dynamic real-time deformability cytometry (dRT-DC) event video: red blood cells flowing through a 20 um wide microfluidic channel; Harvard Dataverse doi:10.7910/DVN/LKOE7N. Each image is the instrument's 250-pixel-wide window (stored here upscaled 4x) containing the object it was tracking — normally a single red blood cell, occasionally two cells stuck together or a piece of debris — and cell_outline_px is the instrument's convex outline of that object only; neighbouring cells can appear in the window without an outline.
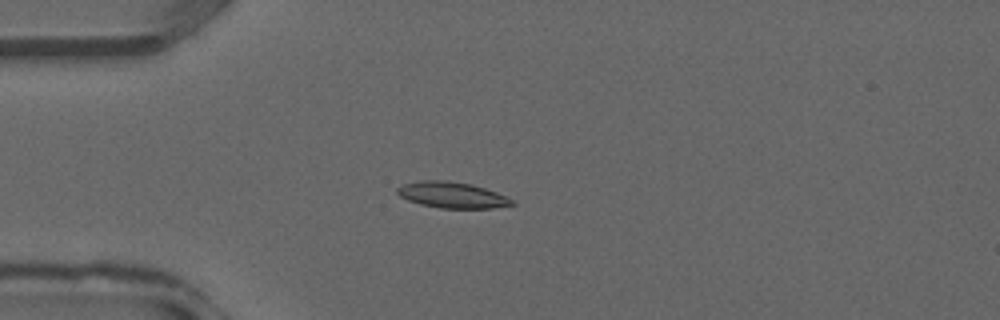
{"species": "common noctule bat (a hibernating species)", "species_latin": "Nyctalus noctula", "temperature_condition": "warm", "stored_images_in_passage": 30, "camera_frame_rate_fps": 3000, "um_per_image_px": 0.085, "animal": {"sex": "male", "forearm_length_mm": 52.5}, "frame": {"image": 1, "passage_image": 10, "time_ms": 3.0, "image_size_px": [1000, 320], "cell_outline_px": [[516, 204], [492, 208], [440, 208], [420, 204], [408, 200], [400, 196], [396, 192], [396, 188], [404, 184], [420, 180], [444, 180], [472, 184], [496, 192], [512, 200]], "centroid_in_image_um": [38.39, 16.57], "position_along_channel_um": 46.6, "area_um2": 17.28}}
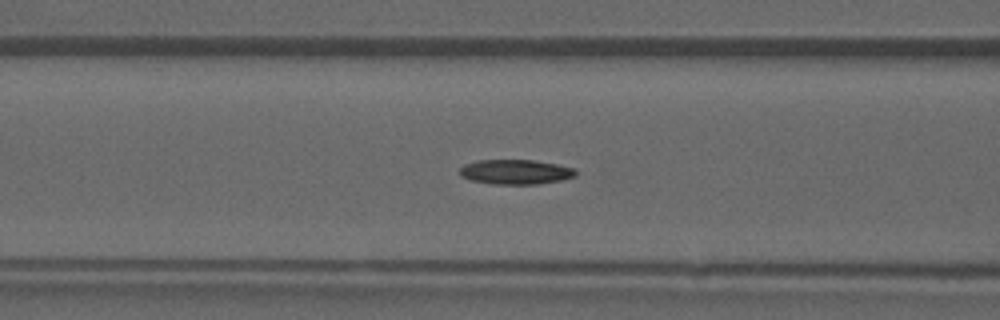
{"frame": {"image": 2, "passage_image": 15, "time_ms": 4.667, "image_size_px": [1000, 320], "cell_outline_px": [[576, 176], [560, 180], [536, 184], [492, 184], [472, 180], [460, 176], [460, 168], [464, 164], [476, 160], [532, 160], [556, 164], [576, 168]], "centroid_in_image_um": [43.81, 14.61], "position_along_channel_um": 122.8, "area_um2": 16.7}}
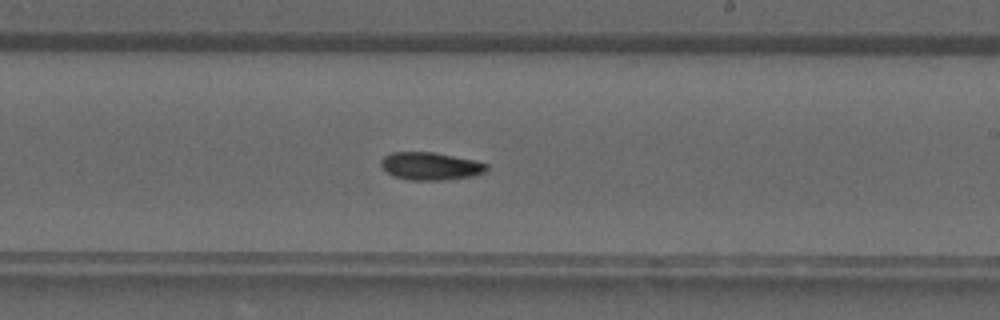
{"frame": {"image": 3, "passage_image": 22, "time_ms": 7.0, "image_size_px": [1000, 320], "cell_outline_px": [[488, 168], [484, 172], [472, 176], [444, 180], [408, 180], [396, 176], [388, 172], [380, 164], [380, 160], [384, 156], [392, 152], [432, 152], [476, 160], [488, 164]], "centroid_in_image_um": [36.61, 14.11], "position_along_channel_um": 252.4, "area_um2": 16.99}}